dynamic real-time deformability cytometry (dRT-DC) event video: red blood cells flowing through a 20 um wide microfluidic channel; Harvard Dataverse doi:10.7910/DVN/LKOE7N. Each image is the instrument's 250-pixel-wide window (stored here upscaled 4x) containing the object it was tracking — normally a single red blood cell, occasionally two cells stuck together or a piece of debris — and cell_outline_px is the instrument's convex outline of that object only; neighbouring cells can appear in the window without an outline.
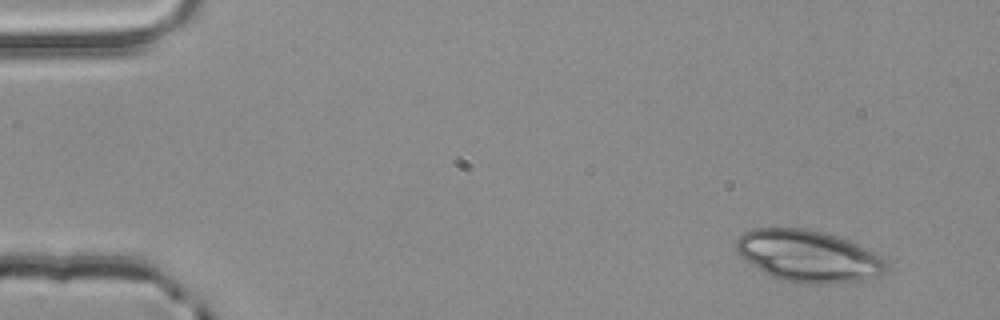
{"species": "common noctule bat (a hibernating species)", "species_latin": "Nyctalus noctula", "temperature_condition": "room temperature", "stored_images_in_passage": 4, "segment_of_instrument_passage": [1, 2], "camera_frame_rate_fps": 3000, "um_per_image_px": 0.085, "animal": {"sex": "male", "body_mass_g": 20.4}, "frame": {"image": 1, "passage_image": 1, "time_ms": 0.0, "image_size_px": [1000, 320], "cell_outline_px": [[888, 268], [880, 276], [868, 280], [836, 284], [800, 284], [776, 280], [764, 272], [736, 252], [736, 240], [744, 232], [752, 228], [804, 228], [824, 232], [848, 240], [876, 252], [884, 256], [888, 264]], "centroid_in_image_um": [68.77, 21.79], "position_along_channel_um": 16.2, "area_um2": 46.01}}